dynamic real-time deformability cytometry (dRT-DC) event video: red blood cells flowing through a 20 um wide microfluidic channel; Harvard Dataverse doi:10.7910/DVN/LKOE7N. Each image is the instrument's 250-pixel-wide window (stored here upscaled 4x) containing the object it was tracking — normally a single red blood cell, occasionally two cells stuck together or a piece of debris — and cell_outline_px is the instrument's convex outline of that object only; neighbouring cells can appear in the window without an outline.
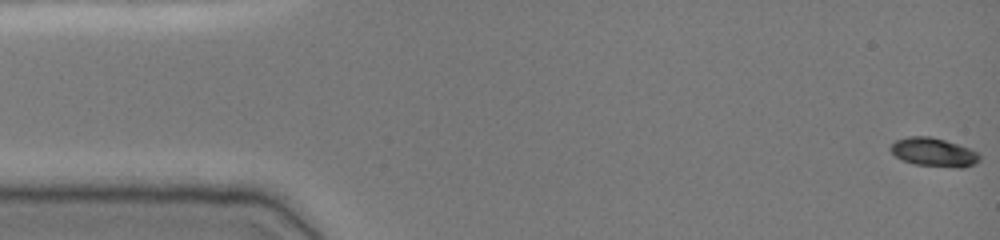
{"species": "common noctule bat (a hibernating species)", "species_latin": "Nyctalus noctula", "temperature_condition": "cold", "stored_images_in_passage": 50, "camera_frame_rate_fps": 3000, "um_per_image_px": 0.085, "animal": {"sex": "female", "body_mass_g": 19.0, "forearm_length_mm": 51.5}, "frame": {"image": 1, "passage_image": 1, "time_ms": 0.0, "image_size_px": [1000, 240], "cell_outline_px": [[980, 160], [976, 164], [964, 168], [956, 168], [912, 164], [896, 156], [888, 148], [896, 140], [908, 136], [932, 136], [968, 148], [976, 152], [980, 156]], "centroid_in_image_um": [79.37, 12.95], "position_along_channel_um": 5.6, "area_um2": 14.91}}
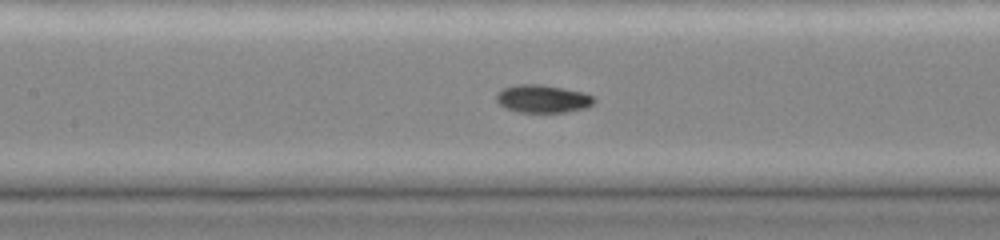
{"frame": {"image": 2, "passage_image": 23, "time_ms": 7.333, "image_size_px": [1000, 240], "cell_outline_px": [[596, 100], [588, 108], [564, 112], [516, 112], [504, 108], [496, 100], [496, 96], [504, 88], [516, 84], [540, 84], [584, 92], [592, 96]], "centroid_in_image_um": [46.14, 8.4], "position_along_channel_um": 161.3, "area_um2": 15.9}}
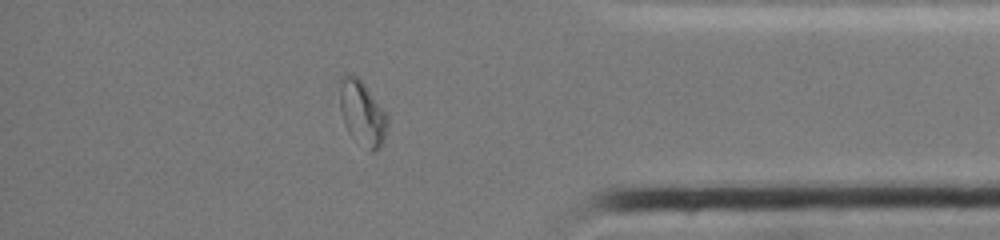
{"frame": {"image": 3, "passage_image": 43, "time_ms": 14.0, "image_size_px": [1000, 240], "cell_outline_px": [[388, 124], [384, 140], [380, 148], [372, 152], [352, 136], [348, 132], [344, 124], [340, 108], [340, 76], [344, 72], [348, 72], [356, 76], [364, 84], [388, 116]], "centroid_in_image_um": [30.77, 9.59], "position_along_channel_um": 404.4, "area_um2": 17.92}, "authors_computed_cell_mechanics": {"area_um2": 15.5193, "velocity_mm_per_s": 3.8484, "shape_relaxation_time_tau1_ms": 3.0436, "shape_relaxation_time_tau2_ms": null, "deformation_change_tau1": 0.1594, "deformation_change_tau2": null}}